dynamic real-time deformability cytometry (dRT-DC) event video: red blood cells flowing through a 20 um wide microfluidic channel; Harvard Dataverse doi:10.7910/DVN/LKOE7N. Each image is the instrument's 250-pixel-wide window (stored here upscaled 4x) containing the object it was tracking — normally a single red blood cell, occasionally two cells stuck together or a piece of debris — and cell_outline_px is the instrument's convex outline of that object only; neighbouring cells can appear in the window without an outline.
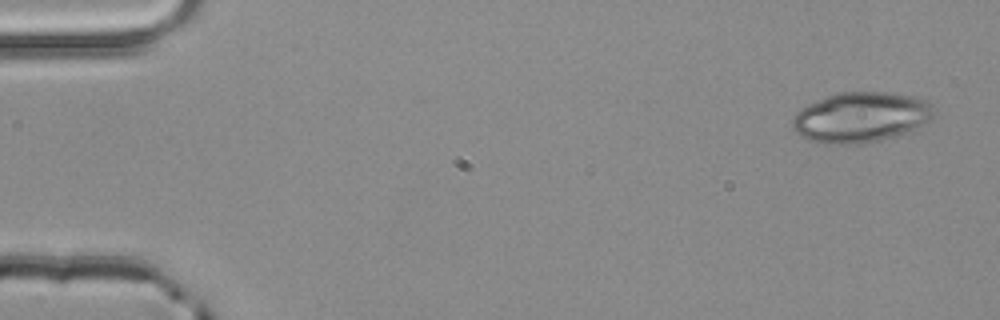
{"species": "common noctule bat (a hibernating species)", "species_latin": "Nyctalus noctula", "temperature_condition": "room temperature", "stored_images_in_passage": 3, "camera_frame_rate_fps": 3000, "um_per_image_px": 0.085, "animal": {"sex": "male", "body_mass_g": 20.4}, "frame": {"image": 1, "passage_image": 1, "time_ms": 0.0, "image_size_px": [1000, 320], "cell_outline_px": [[936, 112], [928, 120], [912, 132], [880, 140], [860, 144], [824, 144], [808, 140], [800, 136], [792, 128], [792, 120], [796, 112], [800, 108], [808, 104], [828, 96], [840, 92], [888, 92], [912, 96], [924, 100], [932, 104], [936, 108]], "centroid_in_image_um": [73.17, 9.98], "position_along_channel_um": 11.8, "area_um2": 41.79}}